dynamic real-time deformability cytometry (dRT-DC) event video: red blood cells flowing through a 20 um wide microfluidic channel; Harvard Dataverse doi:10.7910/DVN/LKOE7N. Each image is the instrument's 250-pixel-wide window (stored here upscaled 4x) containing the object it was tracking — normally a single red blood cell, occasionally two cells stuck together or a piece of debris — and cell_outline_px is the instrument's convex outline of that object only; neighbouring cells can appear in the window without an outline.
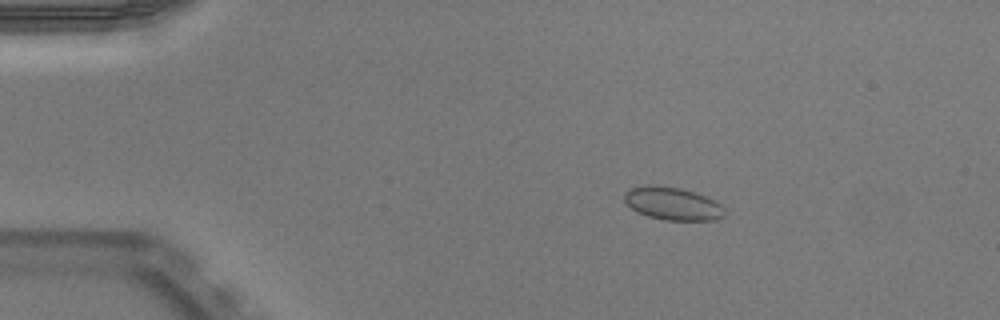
{"species": "Egyptian fruit bat (a non-hibernating species)", "species_latin": "Rousettus aegyptiacus", "temperature_condition": "warm", "stored_images_in_passage": 53, "camera_frame_rate_fps": 3000, "um_per_image_px": 0.085, "animal": {"sex": "male"}, "frame": {"image": 1, "passage_image": 10, "time_ms": 3.0, "image_size_px": [1000, 320], "cell_outline_px": [[724, 216], [716, 220], [664, 220], [648, 216], [636, 212], [624, 200], [624, 192], [628, 188], [680, 188], [704, 196], [720, 204], [724, 208]], "centroid_in_image_um": [57.19, 17.36], "position_along_channel_um": 27.8, "area_um2": 18.38}}
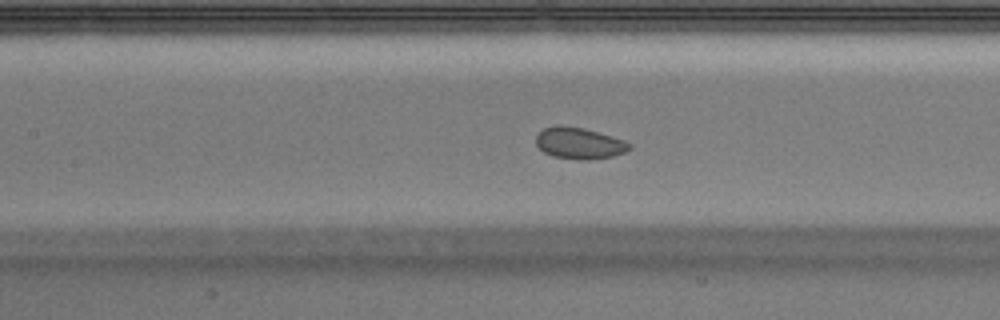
{"frame": {"image": 2, "passage_image": 25, "time_ms": 8.0, "image_size_px": [1000, 320], "cell_outline_px": [[632, 148], [624, 152], [612, 156], [588, 160], [576, 160], [552, 156], [544, 152], [536, 144], [536, 136], [544, 128], [556, 124], [584, 128], [612, 136], [624, 140], [632, 144]], "centroid_in_image_um": [49.23, 12.17], "position_along_channel_um": 158.2, "area_um2": 17.22}}
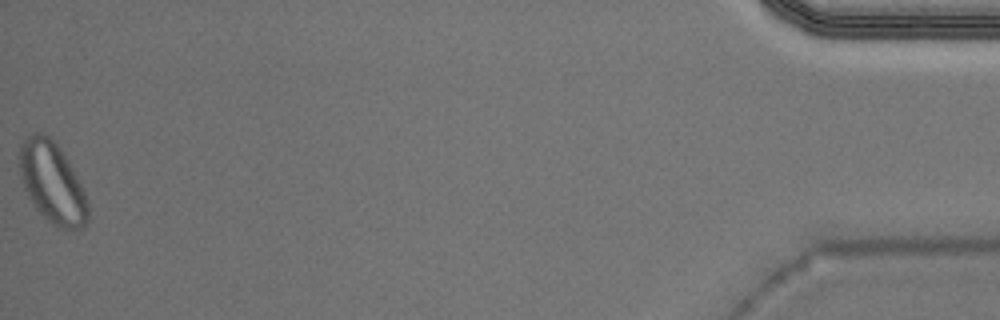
{"frame": {"image": 3, "passage_image": 53, "time_ms": 17.333, "image_size_px": [1000, 320], "cell_outline_px": [[88, 220], [84, 228], [60, 228], [52, 224], [36, 208], [28, 196], [24, 188], [20, 176], [20, 148], [24, 140], [28, 136], [36, 132], [40, 132], [48, 136], [64, 152], [88, 200]], "centroid_in_image_um": [4.45, 15.53], "position_along_channel_um": 430.7, "area_um2": 31.91}, "authors_computed_cell_mechanics": {"area_um2": 18.2648, "velocity_mm_per_s": 3.9213, "shape_relaxation_time_tau1_ms": null, "shape_relaxation_time_tau2_ms": 2.3247, "deformation_change_tau1": null, "deformation_change_tau2": 0.0644}}